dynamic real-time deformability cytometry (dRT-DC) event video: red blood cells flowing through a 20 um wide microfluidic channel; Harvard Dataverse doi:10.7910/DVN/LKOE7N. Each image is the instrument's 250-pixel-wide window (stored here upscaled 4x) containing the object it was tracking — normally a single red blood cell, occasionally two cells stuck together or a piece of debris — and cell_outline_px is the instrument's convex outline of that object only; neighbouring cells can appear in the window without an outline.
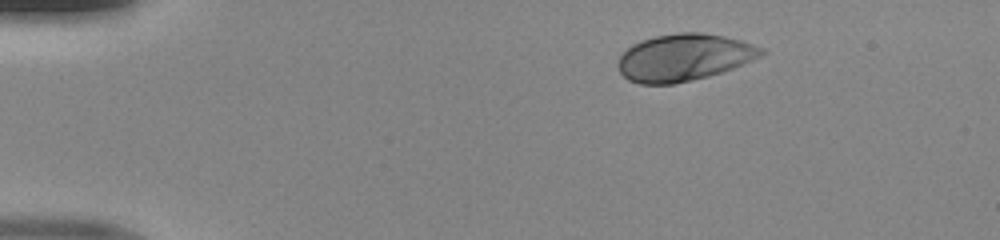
{"species": "human", "species_latin": "Homo sapiens", "temperature_condition": "room temperature", "stored_images_in_passage": 42, "camera_frame_rate_fps": 3000, "um_per_image_px": 0.085, "donor": {"sex": "male"}, "frame": {"image": 1, "passage_image": 1, "time_ms": 0.0, "image_size_px": [1000, 240], "cell_outline_px": [[768, 52], [752, 60], [732, 68], [708, 76], [692, 80], [672, 84], [640, 84], [628, 80], [620, 72], [616, 64], [620, 56], [632, 44], [656, 36], [680, 32], [700, 32], [724, 36], [740, 40], [764, 48]], "centroid_in_image_um": [58.13, 4.88], "position_along_channel_um": 26.9, "area_um2": 39.07}}
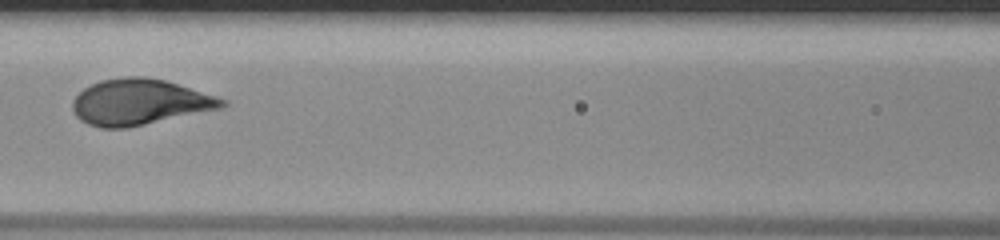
{"frame": {"image": 2, "passage_image": 16, "time_ms": 5.0, "image_size_px": [1000, 240], "cell_outline_px": [[228, 104], [220, 108], [128, 128], [100, 128], [88, 124], [80, 120], [76, 116], [72, 108], [72, 100], [84, 88], [100, 80], [124, 76], [144, 76], [164, 80], [216, 96], [228, 100]], "centroid_in_image_um": [11.83, 8.68], "position_along_channel_um": 154.8, "area_um2": 39.88}}
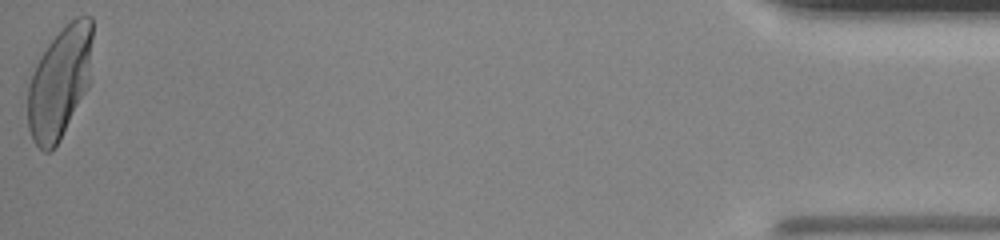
{"frame": {"image": 3, "passage_image": 42, "time_ms": 13.667, "image_size_px": [1000, 240], "cell_outline_px": [[92, 36], [88, 88], [60, 140], [48, 152], [44, 152], [32, 140], [28, 128], [28, 84], [36, 64], [40, 56], [48, 44], [64, 24], [76, 16], [92, 16]], "centroid_in_image_um": [5.07, 6.99], "position_along_channel_um": 430.1, "area_um2": 42.02}}